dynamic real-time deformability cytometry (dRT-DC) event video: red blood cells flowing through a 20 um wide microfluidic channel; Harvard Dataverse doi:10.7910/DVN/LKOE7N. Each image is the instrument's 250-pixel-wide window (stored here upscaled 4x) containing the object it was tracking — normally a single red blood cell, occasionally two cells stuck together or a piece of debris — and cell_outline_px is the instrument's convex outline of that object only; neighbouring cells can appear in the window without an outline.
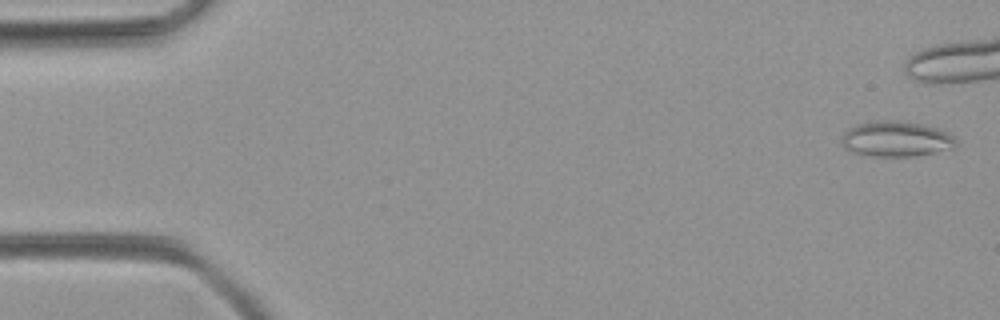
{"species": "common noctule bat (a hibernating species)", "species_latin": "Nyctalus noctula", "temperature_condition": "room temperature", "stored_images_in_passage": 40, "camera_frame_rate_fps": 3000, "um_per_image_px": 0.085, "animal": {"sex": "female", "body_mass_g": 21.9}, "frame": {"image": 1, "passage_image": 2, "time_ms": 0.333, "image_size_px": [1000, 320], "cell_outline_px": [[956, 144], [952, 148], [912, 156], [872, 156], [856, 152], [844, 148], [844, 132], [848, 128], [872, 120], [888, 120], [920, 124], [936, 128], [948, 132], [956, 140]], "centroid_in_image_um": [76.17, 11.8], "position_along_channel_um": 8.8, "area_um2": 23.0}}
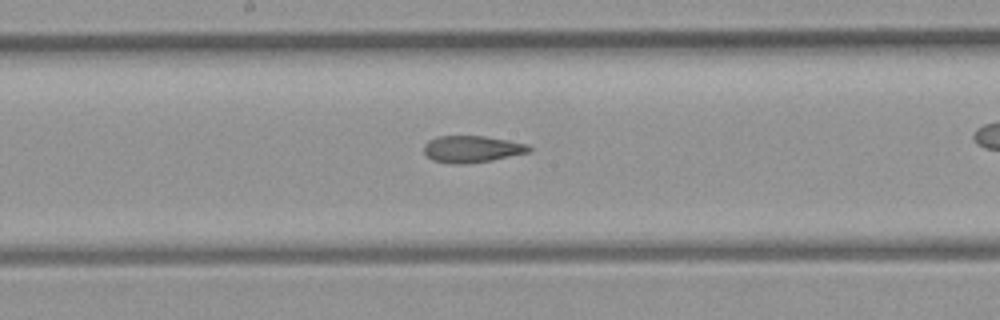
{"frame": {"image": 2, "passage_image": 27, "time_ms": 8.667, "image_size_px": [1000, 320], "cell_outline_px": [[532, 152], [492, 160], [464, 164], [456, 164], [432, 160], [424, 152], [424, 144], [428, 140], [436, 136], [484, 136], [508, 140], [528, 144], [532, 148]], "centroid_in_image_um": [40.14, 12.66], "position_along_channel_um": 208.1, "area_um2": 16.53}}
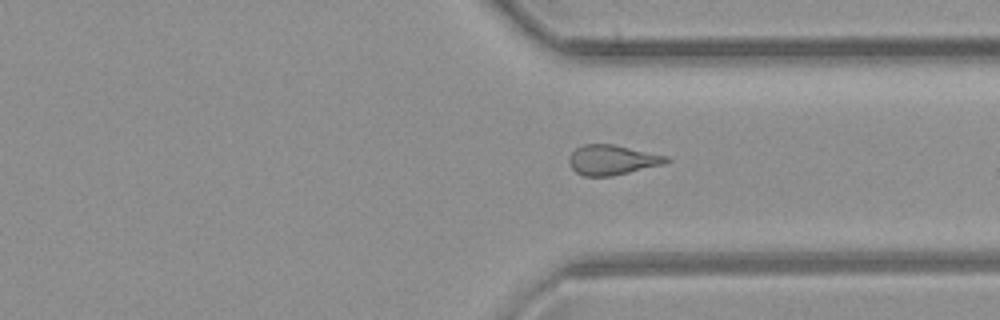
{"frame": {"image": 3, "passage_image": 38, "time_ms": 12.333, "image_size_px": [1000, 320], "cell_outline_px": [[672, 160], [664, 164], [612, 176], [584, 176], [576, 172], [568, 164], [568, 156], [576, 148], [584, 144], [612, 144], [668, 156]], "centroid_in_image_um": [52.02, 13.59], "position_along_channel_um": 359.4, "area_um2": 16.99}}